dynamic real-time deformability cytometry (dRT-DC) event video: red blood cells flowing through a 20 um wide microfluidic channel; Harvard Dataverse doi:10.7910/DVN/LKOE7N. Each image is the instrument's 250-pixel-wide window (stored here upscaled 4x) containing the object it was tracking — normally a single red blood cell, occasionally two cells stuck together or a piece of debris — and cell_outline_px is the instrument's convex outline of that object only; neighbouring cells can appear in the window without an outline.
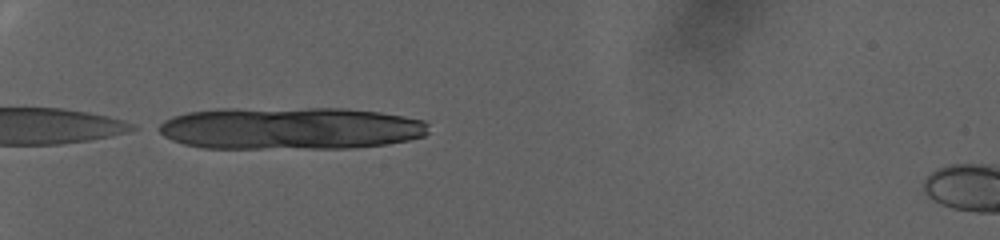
{"species": "human", "species_latin": "Homo sapiens", "temperature_condition": "warm", "stored_images_in_passage": 7, "camera_frame_rate_fps": 3000, "um_per_image_px": 0.085, "donor": {"sex": "female"}, "frame": {"image": 1, "passage_image": 1, "time_ms": 0.0, "image_size_px": [1000, 240], "cell_outline_px": [[428, 132], [424, 136], [408, 140], [384, 144], [352, 148], [204, 148], [184, 144], [172, 140], [164, 136], [152, 128], [164, 120], [172, 116], [188, 112], [216, 108], [344, 108], [380, 112], [404, 116], [424, 120], [428, 124]], "centroid_in_image_um": [24.62, 10.89], "position_along_channel_um": 60.4, "area_um2": 67.45}}